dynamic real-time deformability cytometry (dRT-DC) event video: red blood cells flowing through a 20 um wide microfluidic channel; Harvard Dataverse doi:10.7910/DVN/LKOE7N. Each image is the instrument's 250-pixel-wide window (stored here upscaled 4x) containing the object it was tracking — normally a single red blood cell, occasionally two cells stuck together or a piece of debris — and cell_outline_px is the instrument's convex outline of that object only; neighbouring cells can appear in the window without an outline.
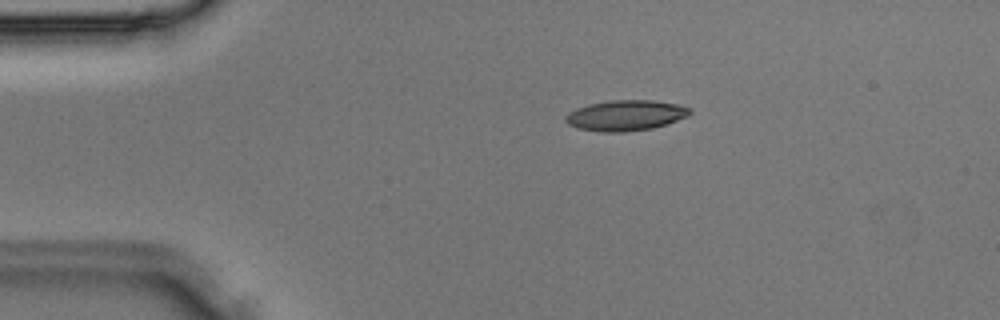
{"species": "Egyptian fruit bat (a non-hibernating species)", "species_latin": "Rousettus aegyptiacus", "temperature_condition": "room temperature", "stored_images_in_passage": 32, "camera_frame_rate_fps": 3000, "um_per_image_px": 0.085, "animal": {"sex": "male"}, "frame": {"image": 1, "passage_image": 3, "time_ms": 0.667, "image_size_px": [1000, 320], "cell_outline_px": [[692, 112], [688, 116], [668, 124], [652, 128], [624, 132], [604, 132], [576, 128], [568, 124], [564, 120], [564, 116], [568, 112], [576, 108], [588, 104], [612, 100], [652, 100], [680, 104], [692, 108]], "centroid_in_image_um": [53.19, 9.8], "position_along_channel_um": 31.8, "area_um2": 22.43}}
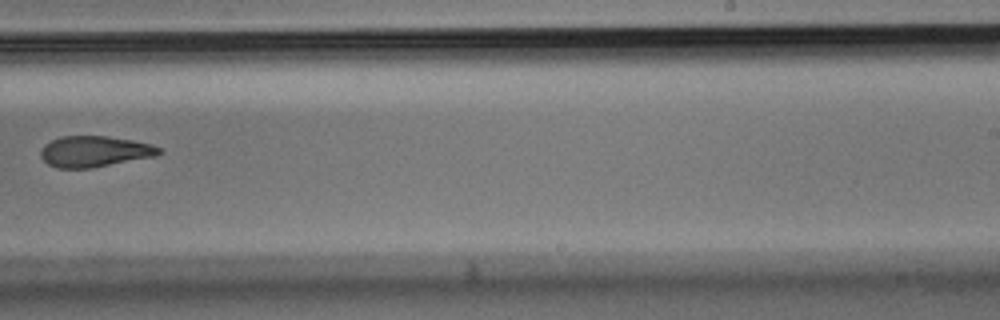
{"frame": {"image": 2, "passage_image": 19, "time_ms": 6.0, "image_size_px": [1000, 320], "cell_outline_px": [[164, 152], [156, 156], [92, 168], [56, 168], [48, 164], [40, 156], [40, 152], [44, 144], [60, 136], [108, 136], [132, 140], [152, 144], [160, 148]], "centroid_in_image_um": [8.04, 12.87], "position_along_channel_um": 281.0, "area_um2": 21.5}}
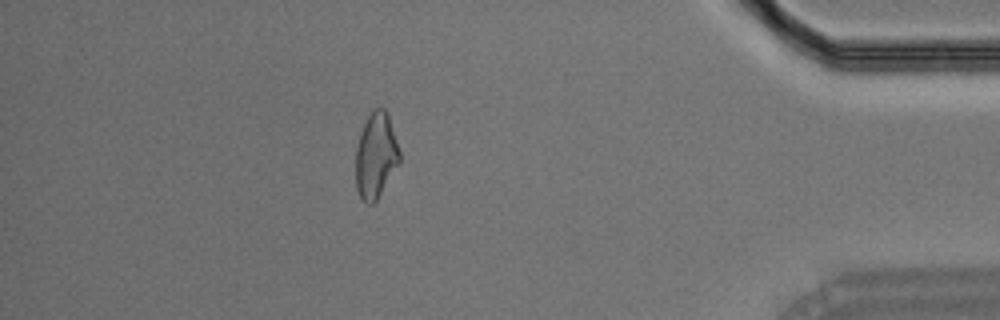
{"frame": {"image": 3, "passage_image": 28, "time_ms": 9.0, "image_size_px": [1000, 320], "cell_outline_px": [[400, 160], [376, 200], [372, 204], [368, 204], [360, 196], [356, 188], [356, 148], [360, 132], [368, 116], [376, 108], [384, 108], [388, 112], [400, 152]], "centroid_in_image_um": [31.94, 13.19], "position_along_channel_um": 403.3, "area_um2": 21.5}}